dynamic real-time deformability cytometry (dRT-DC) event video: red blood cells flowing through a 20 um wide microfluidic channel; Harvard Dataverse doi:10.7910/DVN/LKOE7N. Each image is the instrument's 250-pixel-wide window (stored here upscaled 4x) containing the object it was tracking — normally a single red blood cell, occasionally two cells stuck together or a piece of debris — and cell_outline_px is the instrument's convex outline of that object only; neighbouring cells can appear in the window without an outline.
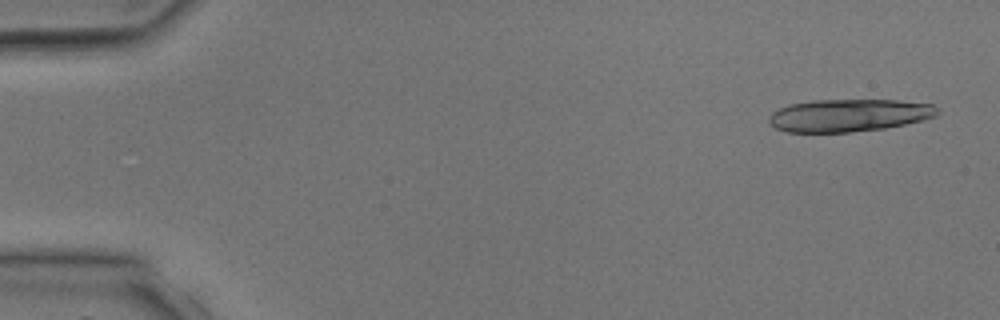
{"species": "common noctule bat (a hibernating species)", "species_latin": "Nyctalus noctula", "temperature_condition": "room temperature", "stored_images_in_passage": 4, "camera_frame_rate_fps": 3000, "um_per_image_px": 0.085, "animal": {"sex": "male", "body_mass_g": 17.9, "forearm_length_mm": 54.2}, "frame": {"image": 1, "passage_image": 1, "time_ms": 0.0, "image_size_px": [1000, 320], "cell_outline_px": [[940, 112], [936, 116], [924, 120], [884, 128], [848, 132], [788, 132], [776, 128], [768, 120], [768, 116], [772, 112], [788, 104], [812, 100], [896, 100], [932, 104], [940, 108]], "centroid_in_image_um": [72.17, 9.79], "position_along_channel_um": 12.8, "area_um2": 32.02}}